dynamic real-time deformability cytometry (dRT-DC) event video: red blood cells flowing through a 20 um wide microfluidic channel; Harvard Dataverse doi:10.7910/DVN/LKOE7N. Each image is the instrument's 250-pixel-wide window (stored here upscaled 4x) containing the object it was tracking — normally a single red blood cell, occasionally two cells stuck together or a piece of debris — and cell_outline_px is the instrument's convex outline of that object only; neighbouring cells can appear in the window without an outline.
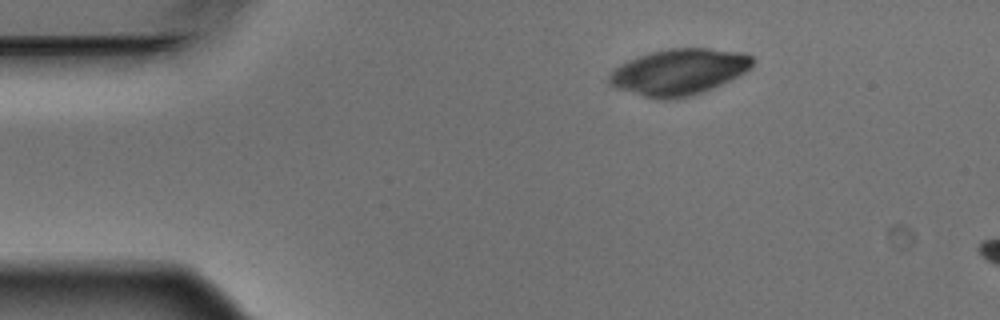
{"species": "Egyptian fruit bat (a non-hibernating species)", "species_latin": "Rousettus aegyptiacus", "temperature_condition": "warm", "stored_images_in_passage": 3, "camera_frame_rate_fps": 3000, "um_per_image_px": 0.085, "animal": {"sex": "male"}, "frame": {"image": 1, "passage_image": 1, "time_ms": 0.0, "image_size_px": [1000, 320], "cell_outline_px": [[756, 60], [744, 72], [704, 92], [692, 96], [672, 100], [656, 100], [616, 88], [608, 84], [608, 76], [620, 64], [628, 60], [652, 52], [668, 48], [708, 48], [744, 52], [752, 56]], "centroid_in_image_um": [57.69, 6.12], "position_along_channel_um": 27.3, "area_um2": 38.61}}